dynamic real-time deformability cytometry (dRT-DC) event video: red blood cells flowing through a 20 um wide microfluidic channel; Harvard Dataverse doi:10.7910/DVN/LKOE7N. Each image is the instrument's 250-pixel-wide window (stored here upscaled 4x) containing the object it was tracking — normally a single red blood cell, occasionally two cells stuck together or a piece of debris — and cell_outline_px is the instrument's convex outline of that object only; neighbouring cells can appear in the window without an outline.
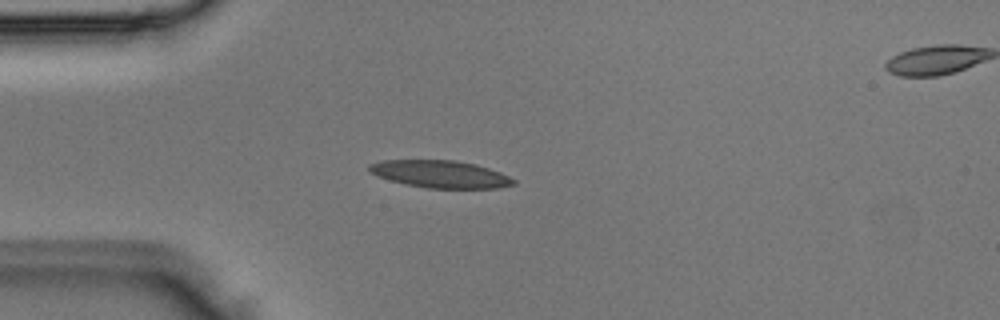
{"species": "Egyptian fruit bat (a non-hibernating species)", "species_latin": "Rousettus aegyptiacus", "temperature_condition": "room temperature", "stored_images_in_passage": 3, "segment_of_instrument_passage": [1, 2], "camera_frame_rate_fps": 3000, "um_per_image_px": 0.085, "animal": {"sex": "male"}, "frame": {"image": 1, "passage_image": 2, "time_ms": 0.333, "image_size_px": [1000, 320], "cell_outline_px": [[516, 184], [500, 188], [428, 188], [408, 184], [376, 176], [368, 172], [368, 164], [380, 160], [456, 160], [476, 164], [500, 172], [516, 180]], "centroid_in_image_um": [37.42, 14.79], "position_along_channel_um": 47.6, "area_um2": 23.06}}